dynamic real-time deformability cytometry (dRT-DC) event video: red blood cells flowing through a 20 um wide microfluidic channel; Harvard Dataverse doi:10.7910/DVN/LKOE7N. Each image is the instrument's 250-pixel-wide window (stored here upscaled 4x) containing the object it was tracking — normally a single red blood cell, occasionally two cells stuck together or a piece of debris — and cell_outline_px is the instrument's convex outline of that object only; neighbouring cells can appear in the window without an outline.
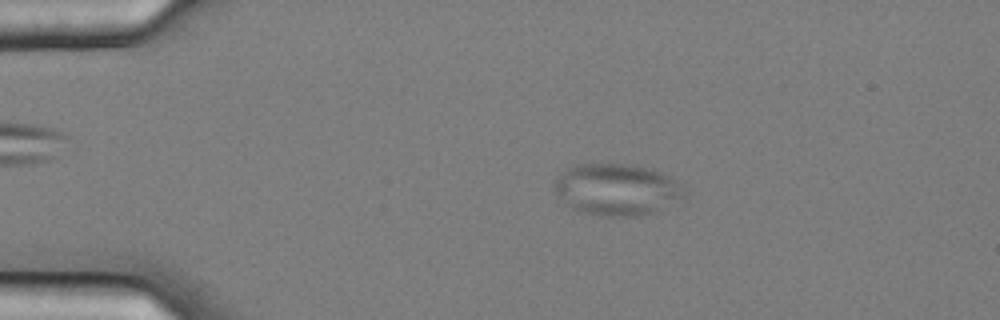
{"species": "common noctule bat (a hibernating species)", "species_latin": "Nyctalus noctula", "temperature_condition": "cold", "stored_images_in_passage": 56, "camera_frame_rate_fps": 3000, "um_per_image_px": 0.085, "animal": {"sex": "female", "body_mass_g": 25.1}, "frame": {"image": 1, "passage_image": 11, "time_ms": 3.333, "image_size_px": [1000, 320], "cell_outline_px": [[684, 196], [656, 212], [632, 216], [600, 216], [584, 212], [572, 208], [564, 204], [556, 192], [556, 180], [560, 172], [576, 164], [624, 164], [644, 168], [660, 172], [684, 184]], "centroid_in_image_um": [52.42, 16.11], "position_along_channel_um": 32.6, "area_um2": 38.73}}
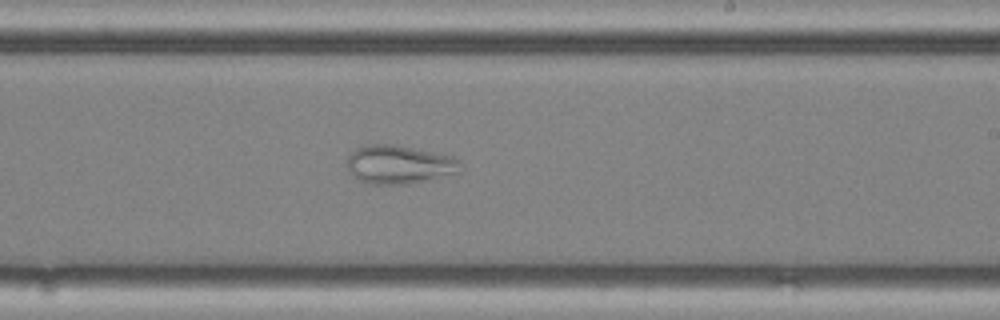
{"frame": {"image": 2, "passage_image": 34, "time_ms": 11.0, "image_size_px": [1000, 320], "cell_outline_px": [[460, 172], [428, 180], [408, 184], [372, 184], [360, 180], [348, 172], [348, 156], [356, 148], [368, 144], [392, 144], [456, 156], [460, 160]], "centroid_in_image_um": [33.95, 13.98], "position_along_channel_um": 255.0, "area_um2": 25.55}}
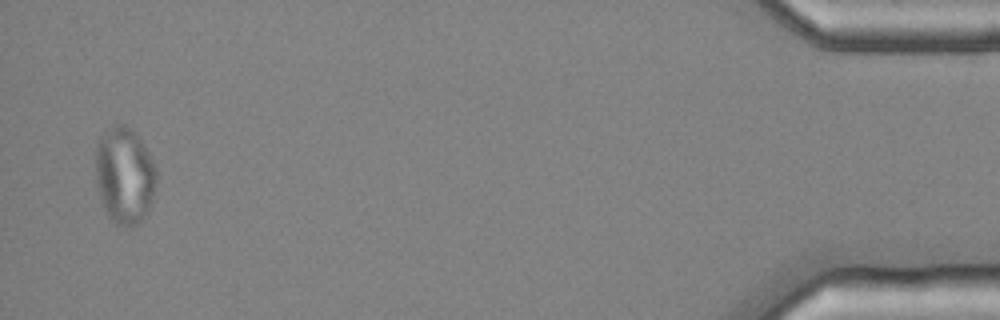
{"frame": {"image": 3, "passage_image": 55, "time_ms": 18.0, "image_size_px": [1000, 320], "cell_outline_px": [[156, 184], [152, 200], [148, 212], [136, 224], [116, 224], [108, 216], [104, 208], [96, 184], [96, 144], [100, 136], [112, 124], [124, 124], [136, 132], [140, 136], [156, 168]], "centroid_in_image_um": [10.58, 14.85], "position_along_channel_um": 424.6, "area_um2": 34.33}}